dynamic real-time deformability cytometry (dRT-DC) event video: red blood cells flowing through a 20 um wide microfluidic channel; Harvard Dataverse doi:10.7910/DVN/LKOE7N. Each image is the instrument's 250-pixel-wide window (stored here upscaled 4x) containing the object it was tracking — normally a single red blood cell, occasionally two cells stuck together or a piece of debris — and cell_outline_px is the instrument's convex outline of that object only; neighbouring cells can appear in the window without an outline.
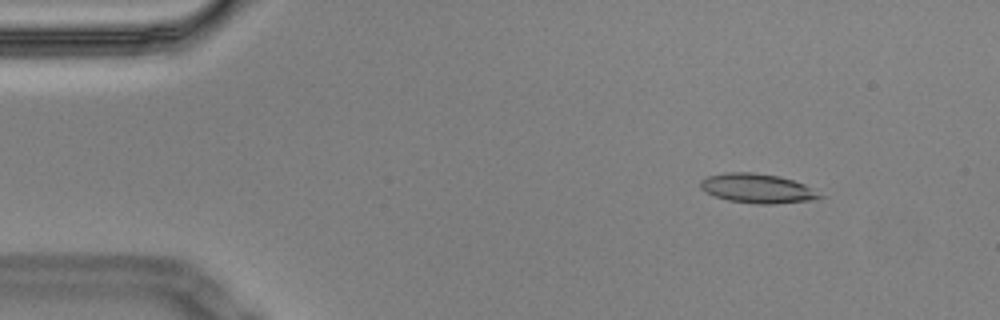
{"species": "Egyptian fruit bat (a non-hibernating species)", "species_latin": "Rousettus aegyptiacus", "temperature_condition": "cold", "stored_images_in_passage": 4, "camera_frame_rate_fps": 3000, "um_per_image_px": 0.085, "animal": {"sex": "male"}, "frame": {"image": 1, "passage_image": 2, "time_ms": 0.333, "image_size_px": [1000, 320], "cell_outline_px": [[824, 196], [812, 200], [776, 204], [756, 204], [728, 200], [704, 192], [700, 188], [700, 180], [708, 176], [724, 172], [752, 172], [780, 176], [804, 184]], "centroid_in_image_um": [64.34, 16.01], "position_along_channel_um": 20.7, "area_um2": 20.46}}